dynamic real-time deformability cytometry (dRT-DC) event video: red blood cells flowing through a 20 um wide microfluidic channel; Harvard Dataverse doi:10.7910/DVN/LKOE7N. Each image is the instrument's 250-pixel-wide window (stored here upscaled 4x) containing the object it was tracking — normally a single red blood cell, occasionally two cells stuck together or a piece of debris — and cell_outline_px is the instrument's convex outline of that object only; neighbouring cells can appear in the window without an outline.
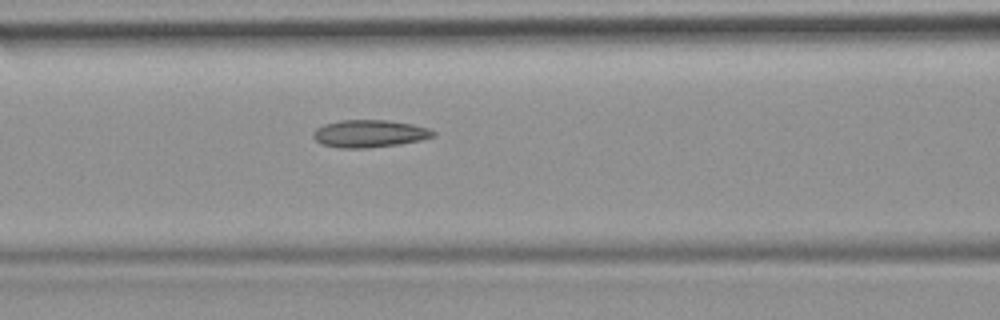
{"species": "common noctule bat (a hibernating species)", "species_latin": "Nyctalus noctula", "temperature_condition": "room temperature", "stored_images_in_passage": 35, "camera_frame_rate_fps": 3000, "um_per_image_px": 0.085, "animal": {"sex": "female", "body_mass_g": 19.9}, "frame": {"image": 1, "passage_image": 6, "time_ms": 1.667, "image_size_px": [1000, 320], "cell_outline_px": [[436, 136], [420, 140], [396, 144], [368, 148], [340, 148], [320, 144], [312, 136], [312, 132], [316, 128], [324, 124], [340, 120], [388, 120], [412, 124], [428, 128], [436, 132]], "centroid_in_image_um": [31.37, 11.35], "position_along_channel_um": 135.2, "area_um2": 19.25}, "authors_computed_cell_mechanics": {"area_um2": 18.3226, "velocity_mm_per_s": 3.9868, "shape_relaxation_time_tau1_ms": null, "shape_relaxation_time_tau2_ms": 2.304, "deformation_change_tau1": null, "deformation_change_tau2": 0.0884}}